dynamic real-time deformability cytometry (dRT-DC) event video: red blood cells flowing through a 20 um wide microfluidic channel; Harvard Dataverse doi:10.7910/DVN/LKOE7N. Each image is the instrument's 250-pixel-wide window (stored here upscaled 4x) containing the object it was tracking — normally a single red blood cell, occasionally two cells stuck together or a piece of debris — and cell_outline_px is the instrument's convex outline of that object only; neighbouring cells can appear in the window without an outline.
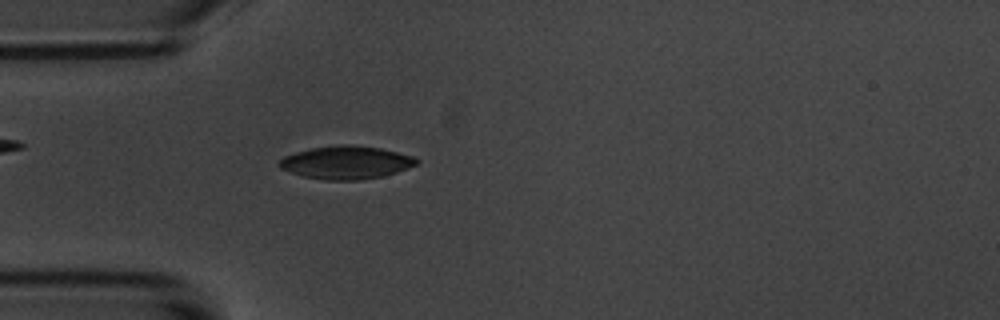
{"species": "common noctule bat (a hibernating species)", "species_latin": "Nyctalus noctula", "temperature_condition": "room temperature", "stored_images_in_passage": 55, "camera_frame_rate_fps": 3000, "um_per_image_px": 0.085, "animal": {"sex": "male", "body_mass_g": 20.1, "forearm_length_mm": 53.5}, "frame": {"image": 1, "passage_image": 15, "time_ms": 4.667, "image_size_px": [1000, 320], "cell_outline_px": [[420, 160], [416, 164], [408, 168], [384, 176], [360, 180], [324, 180], [304, 176], [280, 168], [280, 160], [284, 156], [296, 152], [312, 148], [336, 144], [352, 144], [380, 148], [412, 156]], "centroid_in_image_um": [29.44, 13.8], "position_along_channel_um": 55.6, "area_um2": 26.3}}
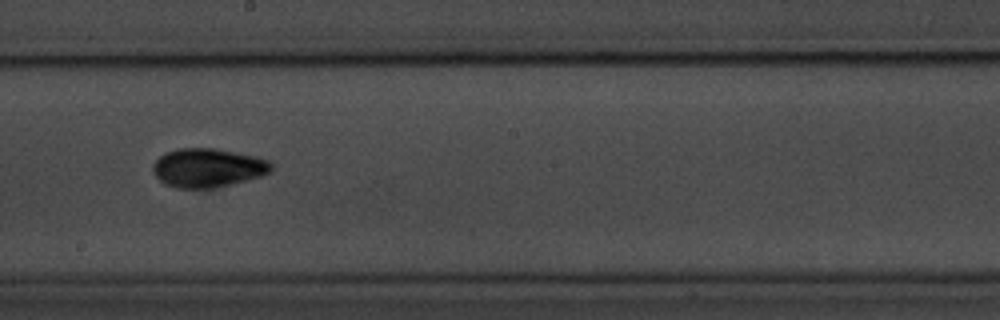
{"frame": {"image": 2, "passage_image": 30, "time_ms": 9.667, "image_size_px": [1000, 320], "cell_outline_px": [[272, 168], [268, 172], [260, 176], [212, 188], [176, 188], [164, 184], [156, 176], [152, 168], [152, 164], [160, 156], [176, 148], [212, 148], [252, 156], [268, 160], [272, 164]], "centroid_in_image_um": [17.6, 14.26], "position_along_channel_um": 230.6, "area_um2": 26.3}}
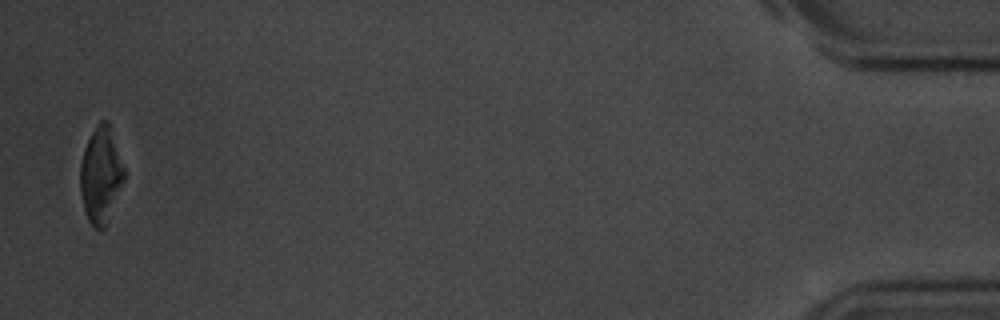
{"frame": {"image": 3, "passage_image": 54, "time_ms": 17.667, "image_size_px": [1000, 320], "cell_outline_px": [[124, 180], [104, 228], [92, 228], [84, 212], [80, 192], [80, 164], [84, 148], [96, 124], [100, 120], [108, 120], [124, 168]], "centroid_in_image_um": [8.54, 14.87], "position_along_channel_um": 426.7, "area_um2": 24.39}, "authors_computed_cell_mechanics": {"area_um2": 25.6054, "velocity_mm_per_s": 3.5828, "shape_relaxation_time_tau1_ms": 3.1193, "shape_relaxation_time_tau2_ms": 3.7553, "deformation_change_tau1": 0.1335, "deformation_change_tau2": 0.0799}}